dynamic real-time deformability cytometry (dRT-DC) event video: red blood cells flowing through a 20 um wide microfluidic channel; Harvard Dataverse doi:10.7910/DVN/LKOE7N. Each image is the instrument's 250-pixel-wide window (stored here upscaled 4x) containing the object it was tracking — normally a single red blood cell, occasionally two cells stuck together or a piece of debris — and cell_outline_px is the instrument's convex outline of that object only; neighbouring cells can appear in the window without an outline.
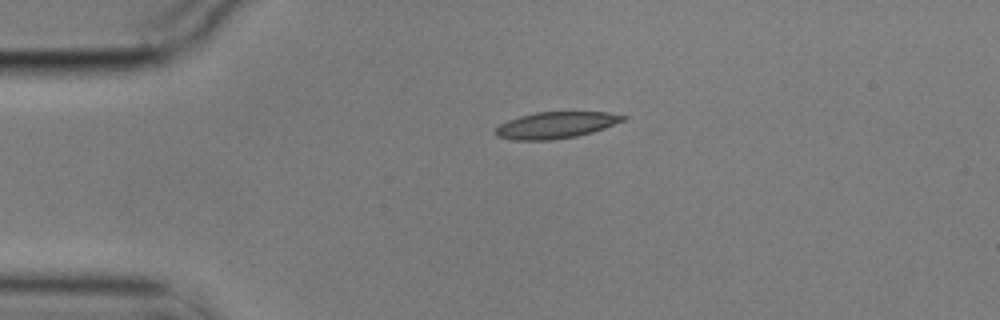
{"species": "common noctule bat (a hibernating species)", "species_latin": "Nyctalus noctula", "temperature_condition": "cold", "stored_images_in_passage": 45, "camera_frame_rate_fps": 3000, "um_per_image_px": 0.085, "animal": {"sex": "male", "body_mass_g": 17.9}, "frame": {"image": 1, "passage_image": 1, "time_ms": 0.0, "image_size_px": [1000, 320], "cell_outline_px": [[628, 116], [624, 120], [604, 128], [592, 132], [576, 136], [552, 140], [512, 140], [496, 136], [496, 128], [500, 124], [508, 120], [520, 116], [536, 112], [608, 112]], "centroid_in_image_um": [47.24, 10.63], "position_along_channel_um": 37.8, "area_um2": 19.59}}
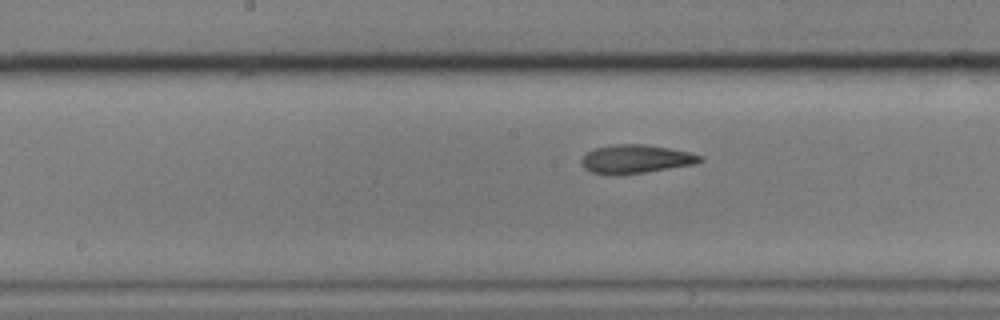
{"frame": {"image": 2, "passage_image": 17, "time_ms": 5.333, "image_size_px": [1000, 320], "cell_outline_px": [[704, 160], [696, 164], [620, 176], [612, 176], [592, 172], [584, 168], [580, 164], [580, 160], [588, 152], [596, 148], [616, 144], [648, 144], [688, 152], [704, 156]], "centroid_in_image_um": [54.04, 13.54], "position_along_channel_um": 194.2, "area_um2": 20.0}}
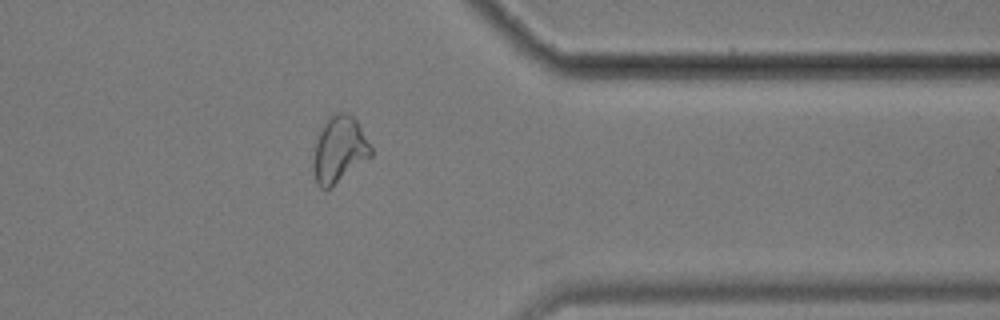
{"frame": {"image": 3, "passage_image": 34, "time_ms": 11.0, "image_size_px": [1000, 320], "cell_outline_px": [[372, 156], [332, 188], [320, 188], [316, 184], [312, 168], [312, 160], [316, 140], [324, 124], [336, 112], [348, 112], [356, 120], [372, 148]], "centroid_in_image_um": [28.83, 12.76], "position_along_channel_um": 382.6, "area_um2": 22.37}, "authors_computed_cell_mechanics": {"area_um2": 20.6346, "velocity_mm_per_s": 3.5188, "shape_relaxation_time_tau1_ms": 4.5744, "shape_relaxation_time_tau2_ms": 3.3765, "deformation_change_tau1": 0.1609, "deformation_change_tau2": 0.1163}}